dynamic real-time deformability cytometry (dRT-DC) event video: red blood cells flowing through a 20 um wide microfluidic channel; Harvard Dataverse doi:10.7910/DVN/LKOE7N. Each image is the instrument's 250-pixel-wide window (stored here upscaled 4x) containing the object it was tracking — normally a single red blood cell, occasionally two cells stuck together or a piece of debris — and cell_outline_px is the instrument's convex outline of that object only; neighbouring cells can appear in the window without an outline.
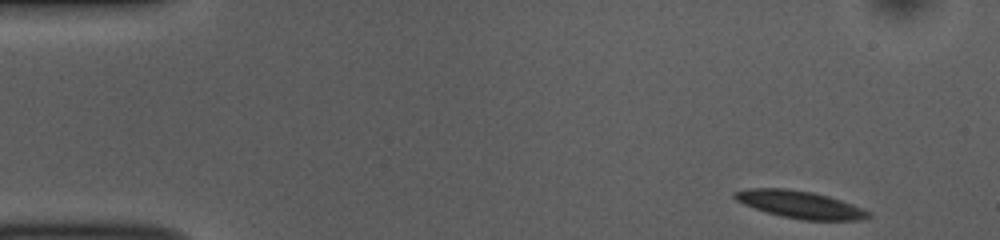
{"species": "common noctule bat (a hibernating species)", "species_latin": "Nyctalus noctula", "temperature_condition": "room temperature", "stored_images_in_passage": 51, "camera_frame_rate_fps": 3000, "um_per_image_px": 0.085, "animal": {"sex": "female", "body_mass_g": 10.0, "forearm_length_mm": 53.1}, "frame": {"image": 1, "passage_image": 1, "time_ms": 0.0, "image_size_px": [1000, 240], "cell_outline_px": [[872, 216], [860, 220], [804, 220], [784, 216], [768, 212], [744, 204], [736, 200], [732, 196], [732, 192], [748, 188], [784, 188], [812, 192], [828, 196], [852, 204], [868, 212]], "centroid_in_image_um": [67.97, 17.37], "position_along_channel_um": 17.0, "area_um2": 20.98}}
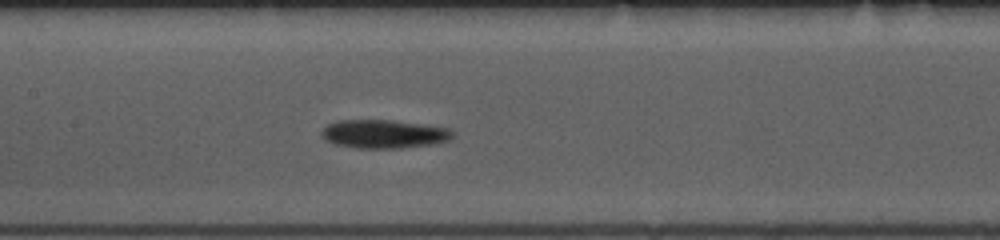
{"frame": {"image": 2, "passage_image": 22, "time_ms": 7.0, "image_size_px": [1000, 240], "cell_outline_px": [[452, 136], [448, 140], [428, 144], [400, 148], [356, 148], [336, 144], [324, 140], [324, 128], [328, 124], [340, 120], [388, 120], [448, 128], [452, 132]], "centroid_in_image_um": [32.59, 11.39], "position_along_channel_um": 174.8, "area_um2": 21.15}}
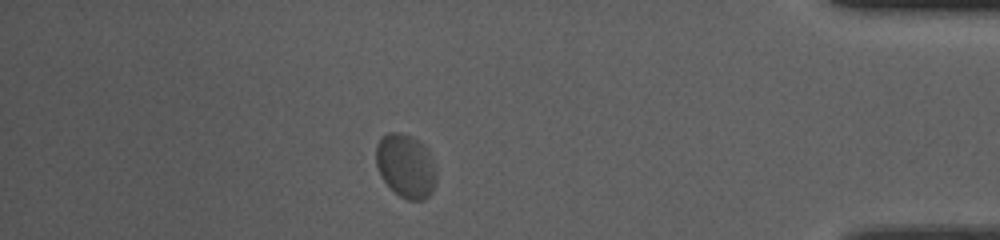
{"frame": {"image": 3, "passage_image": 44, "time_ms": 14.333, "image_size_px": [1000, 240], "cell_outline_px": [[436, 180], [432, 192], [424, 200], [408, 200], [400, 196], [380, 176], [376, 164], [376, 144], [388, 132], [400, 132], [412, 136], [428, 148], [436, 172]], "centroid_in_image_um": [34.5, 14.09], "position_along_channel_um": 400.7, "area_um2": 22.37}, "authors_computed_cell_mechanics": {"area_um2": 21.1548, "velocity_mm_per_s": 3.6308, "shape_relaxation_time_tau1_ms": 4.2272, "shape_relaxation_time_tau2_ms": 1.3207, "deformation_change_tau1": 0.0947, "deformation_change_tau2": 0.0345}}